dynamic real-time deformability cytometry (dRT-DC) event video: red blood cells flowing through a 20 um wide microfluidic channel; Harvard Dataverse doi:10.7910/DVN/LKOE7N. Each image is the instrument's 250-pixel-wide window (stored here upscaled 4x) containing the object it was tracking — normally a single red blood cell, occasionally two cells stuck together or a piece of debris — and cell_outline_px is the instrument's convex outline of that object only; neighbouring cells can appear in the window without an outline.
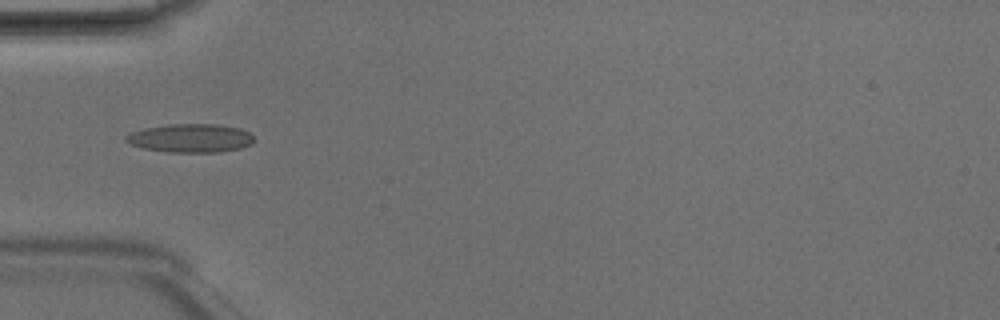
{"species": "Egyptian fruit bat (a non-hibernating species)", "species_latin": "Rousettus aegyptiacus", "temperature_condition": "room temperature", "stored_images_in_passage": 5, "camera_frame_rate_fps": 3000, "um_per_image_px": 0.085, "animal": {"sex": "male"}, "frame": {"image": 1, "passage_image": 4, "time_ms": 1.0, "image_size_px": [1000, 320], "cell_outline_px": [[252, 144], [240, 148], [216, 152], [168, 152], [144, 148], [128, 144], [124, 140], [124, 136], [132, 132], [148, 128], [168, 124], [216, 124], [240, 128], [248, 132], [252, 136]], "centroid_in_image_um": [16.17, 11.74], "position_along_channel_um": 68.8, "area_um2": 21.15}}